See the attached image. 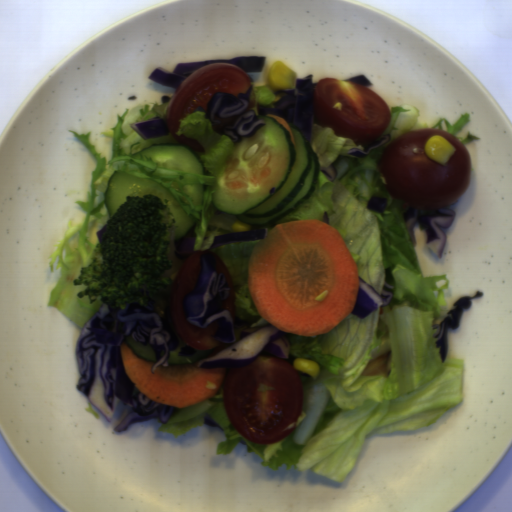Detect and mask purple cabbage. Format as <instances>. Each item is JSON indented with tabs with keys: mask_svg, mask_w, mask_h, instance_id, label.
Masks as SVG:
<instances>
[{
	"mask_svg": "<svg viewBox=\"0 0 512 512\" xmlns=\"http://www.w3.org/2000/svg\"><path fill=\"white\" fill-rule=\"evenodd\" d=\"M268 236L267 228L262 229H250L247 232H230L219 236H214L212 246L208 249H217L228 243L240 242V241H261Z\"/></svg>",
	"mask_w": 512,
	"mask_h": 512,
	"instance_id": "purple-cabbage-10",
	"label": "purple cabbage"
},
{
	"mask_svg": "<svg viewBox=\"0 0 512 512\" xmlns=\"http://www.w3.org/2000/svg\"><path fill=\"white\" fill-rule=\"evenodd\" d=\"M196 235L194 230L186 233L180 240H174V253L173 256L178 260H183L194 253Z\"/></svg>",
	"mask_w": 512,
	"mask_h": 512,
	"instance_id": "purple-cabbage-12",
	"label": "purple cabbage"
},
{
	"mask_svg": "<svg viewBox=\"0 0 512 512\" xmlns=\"http://www.w3.org/2000/svg\"><path fill=\"white\" fill-rule=\"evenodd\" d=\"M106 230H107V223L101 229H99L95 232L99 243H101L102 237H103L104 233L106 232Z\"/></svg>",
	"mask_w": 512,
	"mask_h": 512,
	"instance_id": "purple-cabbage-19",
	"label": "purple cabbage"
},
{
	"mask_svg": "<svg viewBox=\"0 0 512 512\" xmlns=\"http://www.w3.org/2000/svg\"><path fill=\"white\" fill-rule=\"evenodd\" d=\"M129 125L140 135L142 139L145 140L168 135L169 133L166 121H164L159 116L150 117L143 121L134 122Z\"/></svg>",
	"mask_w": 512,
	"mask_h": 512,
	"instance_id": "purple-cabbage-11",
	"label": "purple cabbage"
},
{
	"mask_svg": "<svg viewBox=\"0 0 512 512\" xmlns=\"http://www.w3.org/2000/svg\"><path fill=\"white\" fill-rule=\"evenodd\" d=\"M155 301L148 304L130 301L123 309L105 303L84 324L75 346L80 378L76 384L83 396L110 423L118 401L132 410L114 432L125 431L134 422L158 418L168 423L174 407L153 401L128 378L121 363L120 350L126 337L149 346L155 356L150 373L168 367L171 351L179 339L164 317L155 311Z\"/></svg>",
	"mask_w": 512,
	"mask_h": 512,
	"instance_id": "purple-cabbage-1",
	"label": "purple cabbage"
},
{
	"mask_svg": "<svg viewBox=\"0 0 512 512\" xmlns=\"http://www.w3.org/2000/svg\"><path fill=\"white\" fill-rule=\"evenodd\" d=\"M420 209L409 206L402 218L406 224L411 243L416 246V238L412 231L413 226L419 221L428 226L426 229L425 246L431 250L437 258H442L447 237L443 229L451 228L455 220V211L445 207L433 208L432 214H419Z\"/></svg>",
	"mask_w": 512,
	"mask_h": 512,
	"instance_id": "purple-cabbage-7",
	"label": "purple cabbage"
},
{
	"mask_svg": "<svg viewBox=\"0 0 512 512\" xmlns=\"http://www.w3.org/2000/svg\"><path fill=\"white\" fill-rule=\"evenodd\" d=\"M253 85L238 96L215 92L206 103V117L212 122L218 134L226 135L233 143L241 138H249L260 126H266L264 118H259L254 110H249Z\"/></svg>",
	"mask_w": 512,
	"mask_h": 512,
	"instance_id": "purple-cabbage-4",
	"label": "purple cabbage"
},
{
	"mask_svg": "<svg viewBox=\"0 0 512 512\" xmlns=\"http://www.w3.org/2000/svg\"><path fill=\"white\" fill-rule=\"evenodd\" d=\"M319 171L326 177L329 181H334L337 176V170L334 166V164H331L330 166H318Z\"/></svg>",
	"mask_w": 512,
	"mask_h": 512,
	"instance_id": "purple-cabbage-15",
	"label": "purple cabbage"
},
{
	"mask_svg": "<svg viewBox=\"0 0 512 512\" xmlns=\"http://www.w3.org/2000/svg\"><path fill=\"white\" fill-rule=\"evenodd\" d=\"M483 291L477 290L474 295H461L457 298L452 306V310H448L441 323H434L432 328L435 332L432 337L436 338L434 344L439 348L438 354L441 363L445 362L449 350V331H459L461 325L462 314L464 310H469L472 301L482 299Z\"/></svg>",
	"mask_w": 512,
	"mask_h": 512,
	"instance_id": "purple-cabbage-8",
	"label": "purple cabbage"
},
{
	"mask_svg": "<svg viewBox=\"0 0 512 512\" xmlns=\"http://www.w3.org/2000/svg\"><path fill=\"white\" fill-rule=\"evenodd\" d=\"M234 336L236 340L228 343L215 353L200 360L196 367L206 368H244L250 365L261 352L289 359L291 344L287 332L274 325L249 327L247 319L235 314Z\"/></svg>",
	"mask_w": 512,
	"mask_h": 512,
	"instance_id": "purple-cabbage-3",
	"label": "purple cabbage"
},
{
	"mask_svg": "<svg viewBox=\"0 0 512 512\" xmlns=\"http://www.w3.org/2000/svg\"><path fill=\"white\" fill-rule=\"evenodd\" d=\"M267 58L268 56L265 55H239L225 59L176 62L173 71L160 66L148 75V79L154 83L177 89L182 82L203 66L213 63H228L237 66L244 73H261L264 72Z\"/></svg>",
	"mask_w": 512,
	"mask_h": 512,
	"instance_id": "purple-cabbage-6",
	"label": "purple cabbage"
},
{
	"mask_svg": "<svg viewBox=\"0 0 512 512\" xmlns=\"http://www.w3.org/2000/svg\"><path fill=\"white\" fill-rule=\"evenodd\" d=\"M388 200L387 198H379V197H371L365 208L367 210H370V211H373L375 213H382L384 210H385V207H386V204H387Z\"/></svg>",
	"mask_w": 512,
	"mask_h": 512,
	"instance_id": "purple-cabbage-14",
	"label": "purple cabbage"
},
{
	"mask_svg": "<svg viewBox=\"0 0 512 512\" xmlns=\"http://www.w3.org/2000/svg\"><path fill=\"white\" fill-rule=\"evenodd\" d=\"M345 81H349V82H352V83H355V84H358V85H361V86H373L372 83L369 81V79L367 78L366 75H363V74H359L357 76H354L350 79H347Z\"/></svg>",
	"mask_w": 512,
	"mask_h": 512,
	"instance_id": "purple-cabbage-16",
	"label": "purple cabbage"
},
{
	"mask_svg": "<svg viewBox=\"0 0 512 512\" xmlns=\"http://www.w3.org/2000/svg\"><path fill=\"white\" fill-rule=\"evenodd\" d=\"M392 298L393 293L390 290L384 289L382 293L379 294L374 287L362 277L358 276L357 299L350 313L364 320L378 307L388 305L392 301Z\"/></svg>",
	"mask_w": 512,
	"mask_h": 512,
	"instance_id": "purple-cabbage-9",
	"label": "purple cabbage"
},
{
	"mask_svg": "<svg viewBox=\"0 0 512 512\" xmlns=\"http://www.w3.org/2000/svg\"><path fill=\"white\" fill-rule=\"evenodd\" d=\"M391 139L392 138L389 133L381 134L378 138L366 144L364 150L362 148H351L346 154L355 156L359 159H364L370 154L372 150L386 144L387 142L391 141Z\"/></svg>",
	"mask_w": 512,
	"mask_h": 512,
	"instance_id": "purple-cabbage-13",
	"label": "purple cabbage"
},
{
	"mask_svg": "<svg viewBox=\"0 0 512 512\" xmlns=\"http://www.w3.org/2000/svg\"><path fill=\"white\" fill-rule=\"evenodd\" d=\"M171 98H172V97H170V96L162 95V96H161V98H160V100H161V103H163V104H164V103H166V102L170 101V99H171Z\"/></svg>",
	"mask_w": 512,
	"mask_h": 512,
	"instance_id": "purple-cabbage-20",
	"label": "purple cabbage"
},
{
	"mask_svg": "<svg viewBox=\"0 0 512 512\" xmlns=\"http://www.w3.org/2000/svg\"><path fill=\"white\" fill-rule=\"evenodd\" d=\"M203 424H206V425H209L211 426L212 428H218L220 429L221 431H224L223 428L218 425L214 420L213 418L210 416V414H206L204 415V421H203Z\"/></svg>",
	"mask_w": 512,
	"mask_h": 512,
	"instance_id": "purple-cabbage-18",
	"label": "purple cabbage"
},
{
	"mask_svg": "<svg viewBox=\"0 0 512 512\" xmlns=\"http://www.w3.org/2000/svg\"><path fill=\"white\" fill-rule=\"evenodd\" d=\"M198 350H195L189 345L180 347V352H177L178 357H193Z\"/></svg>",
	"mask_w": 512,
	"mask_h": 512,
	"instance_id": "purple-cabbage-17",
	"label": "purple cabbage"
},
{
	"mask_svg": "<svg viewBox=\"0 0 512 512\" xmlns=\"http://www.w3.org/2000/svg\"><path fill=\"white\" fill-rule=\"evenodd\" d=\"M317 84L310 73L305 78H295L293 87L275 91V94H285L282 99L275 102L274 107L261 106L258 115H275L295 124L310 142L313 137V105Z\"/></svg>",
	"mask_w": 512,
	"mask_h": 512,
	"instance_id": "purple-cabbage-5",
	"label": "purple cabbage"
},
{
	"mask_svg": "<svg viewBox=\"0 0 512 512\" xmlns=\"http://www.w3.org/2000/svg\"><path fill=\"white\" fill-rule=\"evenodd\" d=\"M217 266L210 252L200 255V272L194 288L184 297L183 311L187 322L199 328H207L215 321L217 328L212 338L233 344L237 340L234 318L222 305L231 291L226 276L217 272Z\"/></svg>",
	"mask_w": 512,
	"mask_h": 512,
	"instance_id": "purple-cabbage-2",
	"label": "purple cabbage"
}]
</instances>
